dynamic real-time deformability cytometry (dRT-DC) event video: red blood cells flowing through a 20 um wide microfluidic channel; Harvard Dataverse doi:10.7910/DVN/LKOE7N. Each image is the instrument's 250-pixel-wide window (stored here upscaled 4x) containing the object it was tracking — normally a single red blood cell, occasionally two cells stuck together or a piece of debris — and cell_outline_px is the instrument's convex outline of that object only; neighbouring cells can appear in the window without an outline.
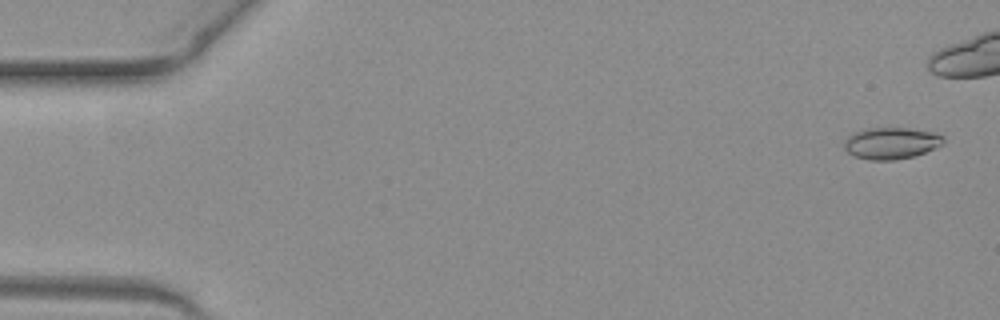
{"species": "common noctule bat (a hibernating species)", "species_latin": "Nyctalus noctula", "temperature_condition": "warm", "stored_images_in_passage": 41, "camera_frame_rate_fps": 3000, "um_per_image_px": 0.085, "animal": {"sex": "female", "body_mass_g": 19.3, "forearm_length_mm": 54.1}, "frame": {"image": 1, "passage_image": 2, "time_ms": 0.333, "image_size_px": [1000, 320], "cell_outline_px": [[944, 144], [936, 148], [916, 156], [896, 160], [868, 160], [856, 156], [848, 152], [844, 148], [844, 140], [852, 132], [864, 128], [908, 128], [932, 132], [944, 136]], "centroid_in_image_um": [75.75, 12.17], "position_along_channel_um": 9.2, "area_um2": 18.55}}
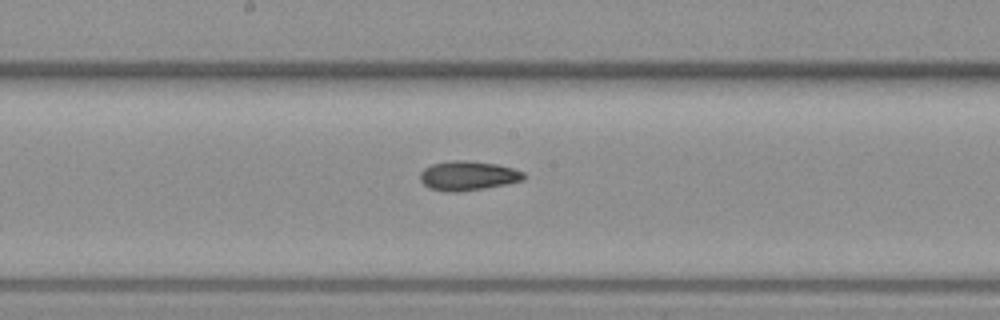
{"frame": {"image": 2, "passage_image": 27, "time_ms": 8.667, "image_size_px": [1000, 320], "cell_outline_px": [[524, 180], [484, 188], [456, 192], [452, 192], [428, 188], [420, 180], [420, 172], [424, 168], [432, 164], [452, 160], [464, 160], [496, 164], [512, 168], [524, 172]], "centroid_in_image_um": [39.75, 14.93], "position_along_channel_um": 208.5, "area_um2": 17.57}}
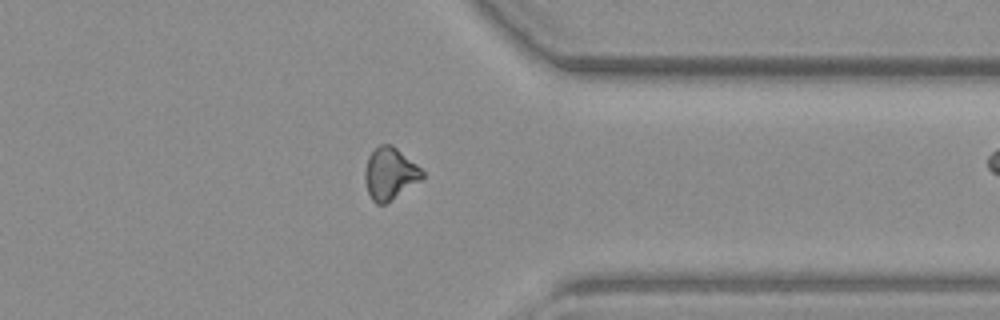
{"frame": {"image": 3, "passage_image": 40, "time_ms": 13.0, "image_size_px": [1000, 320], "cell_outline_px": [[424, 176], [420, 180], [384, 204], [376, 204], [372, 200], [368, 192], [364, 180], [364, 172], [368, 156], [380, 144], [392, 144], [416, 164], [424, 172]], "centroid_in_image_um": [33.11, 14.74], "position_along_channel_um": 378.3, "area_um2": 17.11}}